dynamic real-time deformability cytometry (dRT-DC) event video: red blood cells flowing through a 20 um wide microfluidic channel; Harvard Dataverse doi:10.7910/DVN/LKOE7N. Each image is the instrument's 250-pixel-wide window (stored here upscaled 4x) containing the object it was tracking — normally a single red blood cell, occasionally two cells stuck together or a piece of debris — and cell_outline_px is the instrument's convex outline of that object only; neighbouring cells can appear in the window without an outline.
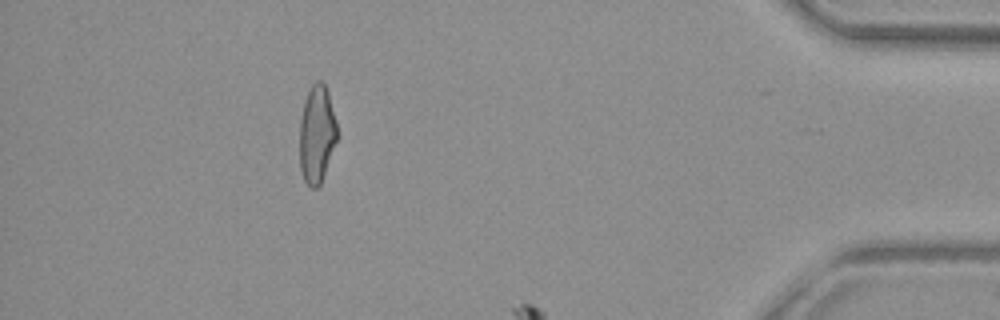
{"species": "common noctule bat (a hibernating species)", "species_latin": "Nyctalus noctula", "temperature_condition": "warm", "stored_images_in_passage": 40, "camera_frame_rate_fps": 3000, "um_per_image_px": 0.085, "animal": {"sex": "female", "body_mass_g": 29.2, "forearm_length_mm": 56.3}, "frame": {"image": 1, "passage_image": 37, "time_ms": 12.0, "image_size_px": [1000, 320], "cell_outline_px": [[336, 140], [320, 184], [316, 188], [312, 188], [304, 180], [300, 168], [300, 120], [304, 100], [312, 84], [316, 80], [320, 80], [324, 84], [328, 92], [336, 120]], "centroid_in_image_um": [26.91, 11.37], "position_along_channel_um": 408.3, "area_um2": 20.98}}